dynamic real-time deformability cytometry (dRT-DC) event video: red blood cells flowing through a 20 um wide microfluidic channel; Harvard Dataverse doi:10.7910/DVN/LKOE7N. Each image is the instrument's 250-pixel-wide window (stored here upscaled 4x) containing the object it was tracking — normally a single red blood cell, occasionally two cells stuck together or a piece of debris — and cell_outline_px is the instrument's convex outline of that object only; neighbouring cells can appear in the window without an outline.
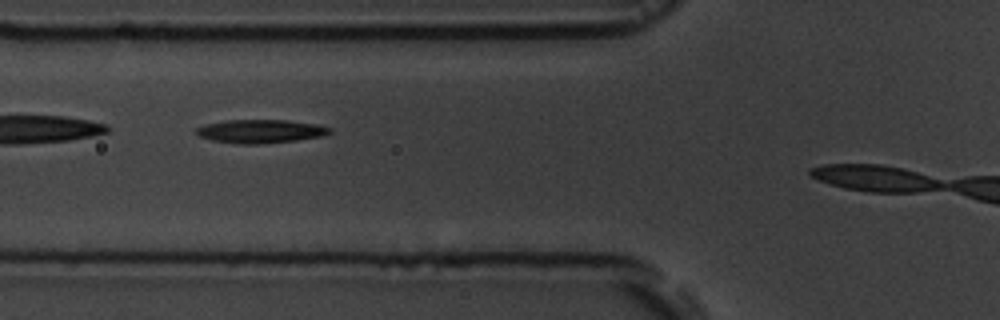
{"species": "common noctule bat (a hibernating species)", "species_latin": "Nyctalus noctula", "temperature_condition": "room temperature", "stored_images_in_passage": 5, "camera_frame_rate_fps": 3000, "um_per_image_px": 0.085, "animal": {"sex": "male", "body_mass_g": 19.5, "forearm_length_mm": 54.6}, "frame": {"image": 1, "passage_image": 3, "time_ms": 3.333, "image_size_px": [1000, 320], "cell_outline_px": [[332, 132], [324, 136], [296, 140], [264, 144], [240, 144], [212, 140], [200, 136], [196, 132], [196, 128], [208, 124], [228, 120], [288, 120], [316, 124], [332, 128]], "centroid_in_image_um": [22.2, 11.16], "position_along_channel_um": 103.6, "area_um2": 18.21}}